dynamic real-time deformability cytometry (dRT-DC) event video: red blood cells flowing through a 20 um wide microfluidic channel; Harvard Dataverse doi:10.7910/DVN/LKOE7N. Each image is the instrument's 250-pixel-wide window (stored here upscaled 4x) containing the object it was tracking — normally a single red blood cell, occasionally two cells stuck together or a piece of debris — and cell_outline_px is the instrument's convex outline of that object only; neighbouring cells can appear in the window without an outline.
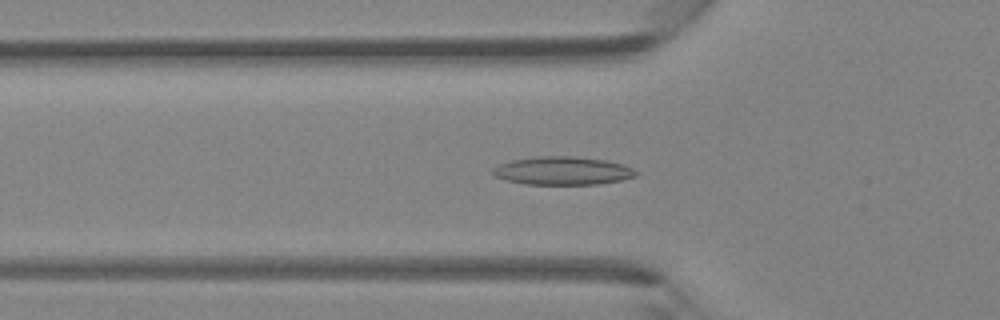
{"species": "Egyptian fruit bat (a non-hibernating species)", "species_latin": "Rousettus aegyptiacus", "temperature_condition": "room temperature", "stored_images_in_passage": 46, "camera_frame_rate_fps": 3000, "um_per_image_px": 0.085, "animal": {"sex": "female"}, "frame": {"image": 1, "passage_image": 16, "time_ms": 5.0, "image_size_px": [1000, 320], "cell_outline_px": [[636, 176], [620, 180], [600, 184], [524, 184], [504, 180], [492, 176], [492, 168], [496, 164], [512, 160], [536, 156], [576, 156], [608, 160], [624, 164], [632, 168], [636, 172]], "centroid_in_image_um": [47.77, 14.5], "position_along_channel_um": 78.0, "area_um2": 23.87}}
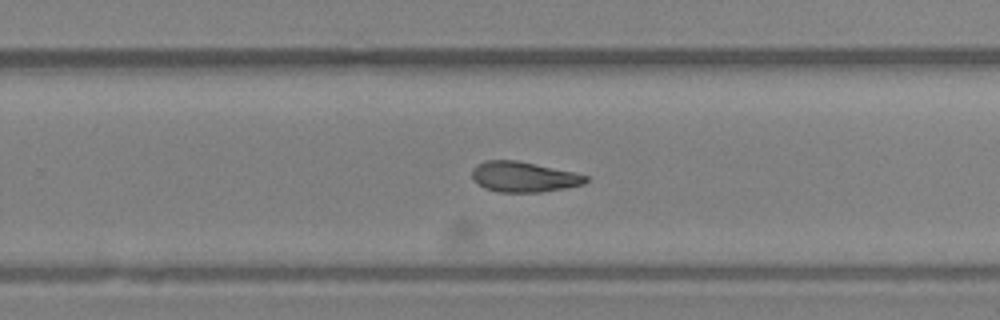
{"frame": {"image": 2, "passage_image": 30, "time_ms": 9.667, "image_size_px": [1000, 320], "cell_outline_px": [[588, 180], [584, 184], [564, 188], [540, 192], [500, 192], [484, 188], [472, 180], [472, 168], [476, 164], [484, 160], [516, 160], [572, 172], [588, 176]], "centroid_in_image_um": [44.45, 15.03], "position_along_channel_um": 285.3, "area_um2": 20.06}}
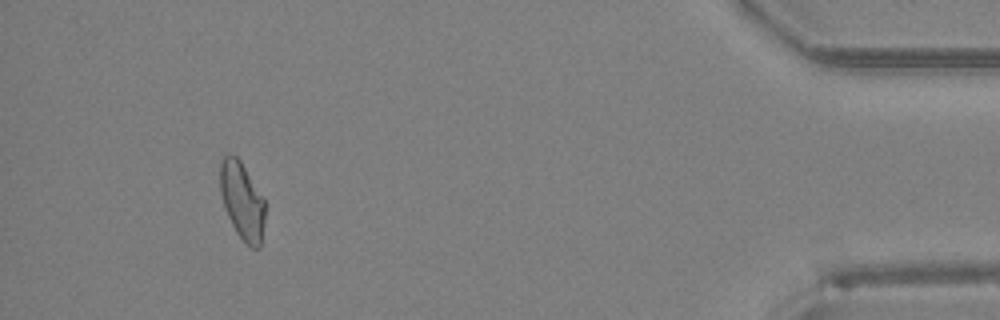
{"frame": {"image": 3, "passage_image": 43, "time_ms": 14.0, "image_size_px": [1000, 320], "cell_outline_px": [[264, 224], [260, 248], [252, 248], [236, 232], [224, 208], [220, 192], [220, 156], [228, 152], [236, 156], [240, 160], [264, 196]], "centroid_in_image_um": [20.57, 17.0], "position_along_channel_um": 414.6, "area_um2": 20.52}}